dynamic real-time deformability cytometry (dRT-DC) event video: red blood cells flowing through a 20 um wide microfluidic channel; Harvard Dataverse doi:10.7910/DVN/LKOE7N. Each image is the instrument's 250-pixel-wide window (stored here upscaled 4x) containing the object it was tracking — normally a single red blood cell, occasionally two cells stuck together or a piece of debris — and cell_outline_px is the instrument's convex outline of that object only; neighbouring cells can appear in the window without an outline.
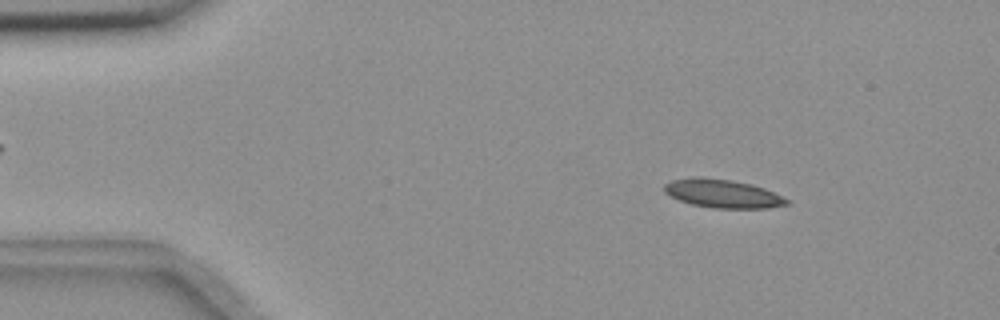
{"species": "common noctule bat (a hibernating species)", "species_latin": "Nyctalus noctula", "temperature_condition": "room temperature", "stored_images_in_passage": 55, "camera_frame_rate_fps": 3000, "um_per_image_px": 0.085, "animal": {"sex": "female", "body_mass_g": 18.4}, "frame": {"image": 1, "passage_image": 7, "time_ms": 2.0, "image_size_px": [1000, 320], "cell_outline_px": [[792, 200], [788, 204], [768, 208], [712, 208], [692, 204], [680, 200], [664, 192], [664, 184], [672, 180], [696, 176], [700, 176], [728, 180], [752, 184], [764, 188]], "centroid_in_image_um": [61.45, 16.45], "position_along_channel_um": 23.6, "area_um2": 20.29}}
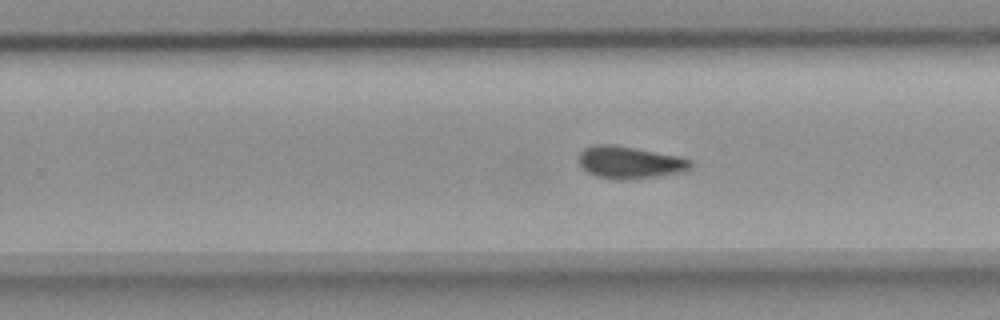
{"frame": {"image": 2, "passage_image": 34, "time_ms": 11.0, "image_size_px": [1000, 320], "cell_outline_px": [[696, 164], [692, 168], [684, 172], [656, 176], [624, 180], [616, 180], [596, 176], [588, 172], [580, 164], [580, 152], [584, 148], [596, 144], [612, 144], [680, 156], [692, 160]], "centroid_in_image_um": [53.59, 13.81], "position_along_channel_um": 276.2, "area_um2": 21.15}}
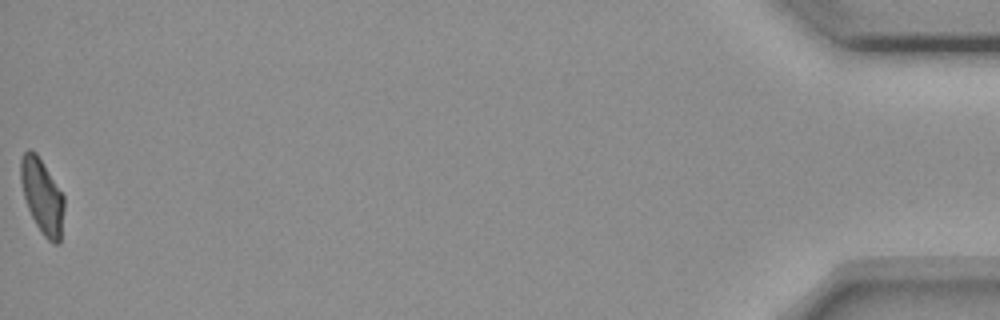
{"frame": {"image": 3, "passage_image": 55, "time_ms": 18.0, "image_size_px": [1000, 320], "cell_outline_px": [[64, 208], [60, 244], [52, 244], [44, 236], [36, 224], [28, 208], [24, 196], [20, 180], [20, 160], [24, 152], [28, 148], [36, 152], [64, 196]], "centroid_in_image_um": [3.58, 16.68], "position_along_channel_um": 431.6, "area_um2": 18.84}, "authors_computed_cell_mechanics": {"area_um2": 20.0566, "velocity_mm_per_s": 3.6347, "shape_relaxation_time_tau1_ms": null, "shape_relaxation_time_tau2_ms": 3.9295, "deformation_change_tau1": null, "deformation_change_tau2": 0.1014}}